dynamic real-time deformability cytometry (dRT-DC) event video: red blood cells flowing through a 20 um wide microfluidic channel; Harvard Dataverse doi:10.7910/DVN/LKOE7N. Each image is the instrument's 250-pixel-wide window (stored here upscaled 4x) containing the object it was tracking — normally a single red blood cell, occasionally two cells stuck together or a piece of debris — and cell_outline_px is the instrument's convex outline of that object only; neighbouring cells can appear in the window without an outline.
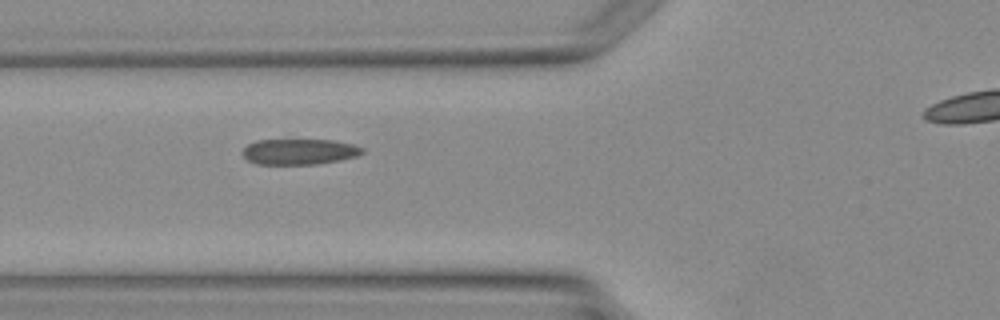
{"species": "Egyptian fruit bat (a non-hibernating species)", "species_latin": "Rousettus aegyptiacus", "temperature_condition": "warm", "stored_images_in_passage": 5, "camera_frame_rate_fps": 3000, "um_per_image_px": 0.085, "animal": {"sex": "female"}, "frame": {"image": 1, "passage_image": 4, "time_ms": 4.667, "image_size_px": [1000, 320], "cell_outline_px": [[364, 152], [356, 156], [316, 164], [256, 164], [248, 160], [240, 152], [248, 144], [256, 140], [336, 140], [352, 144], [364, 148]], "centroid_in_image_um": [25.41, 12.88], "position_along_channel_um": 100.4, "area_um2": 17.86}}
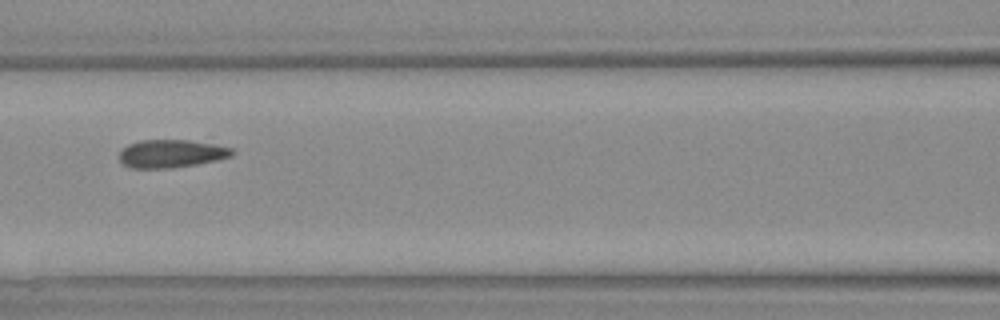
{"frame": {"image": 2, "passage_image": 5, "time_ms": 5.667, "image_size_px": [1000, 320], "cell_outline_px": [[236, 152], [232, 156], [216, 160], [196, 164], [172, 168], [132, 168], [124, 164], [120, 160], [120, 152], [128, 144], [140, 140], [188, 140], [212, 144], [232, 148]], "centroid_in_image_um": [14.57, 13.06], "position_along_channel_um": 152.0, "area_um2": 18.26}}